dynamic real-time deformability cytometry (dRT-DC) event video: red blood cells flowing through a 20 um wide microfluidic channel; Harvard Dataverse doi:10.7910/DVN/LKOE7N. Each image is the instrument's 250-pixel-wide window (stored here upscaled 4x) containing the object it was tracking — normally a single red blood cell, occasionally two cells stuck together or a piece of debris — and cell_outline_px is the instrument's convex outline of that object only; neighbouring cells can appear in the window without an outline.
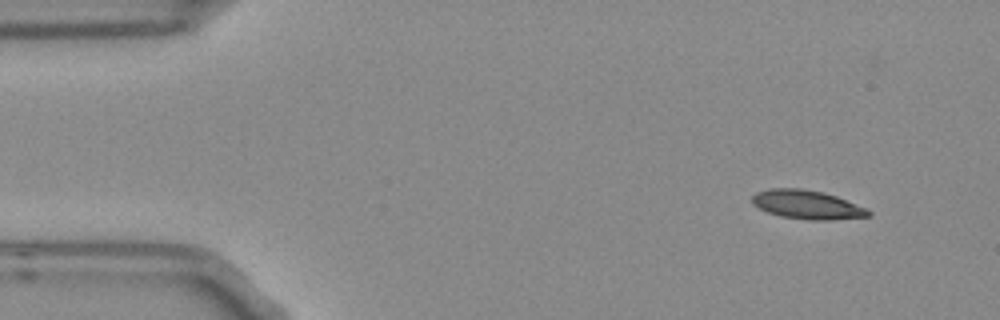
{"species": "Egyptian fruit bat (a non-hibernating species)", "species_latin": "Rousettus aegyptiacus", "temperature_condition": "room temperature", "stored_images_in_passage": 5, "camera_frame_rate_fps": 3000, "um_per_image_px": 0.085, "frame": {"image": 1, "passage_image": 1, "time_ms": 0.0, "image_size_px": [1000, 320], "cell_outline_px": [[872, 216], [828, 220], [808, 220], [780, 216], [768, 212], [752, 204], [752, 196], [756, 192], [768, 188], [800, 188], [824, 192], [836, 196], [864, 208], [872, 212]], "centroid_in_image_um": [68.57, 17.39], "position_along_channel_um": 16.4, "area_um2": 19.48}}
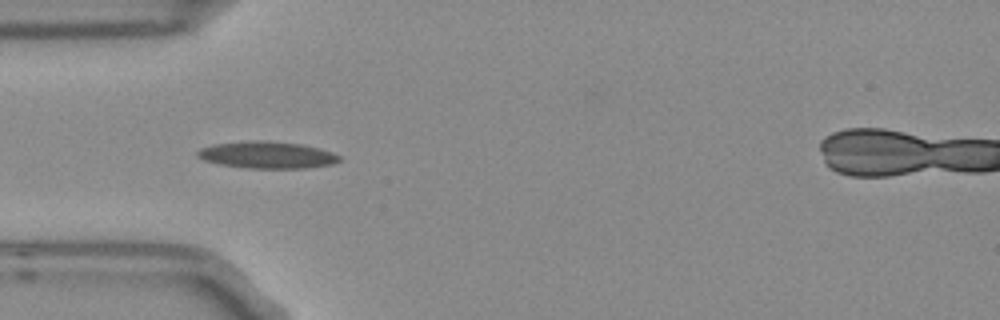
{"frame": {"image": 2, "passage_image": 4, "time_ms": 1.0, "image_size_px": [1000, 320], "cell_outline_px": [[340, 160], [332, 164], [304, 168], [248, 168], [220, 164], [204, 160], [196, 156], [196, 152], [200, 148], [212, 144], [252, 140], [268, 140], [300, 144], [320, 148], [332, 152], [340, 156]], "centroid_in_image_um": [22.68, 13.16], "position_along_channel_um": 62.3, "area_um2": 22.31}}
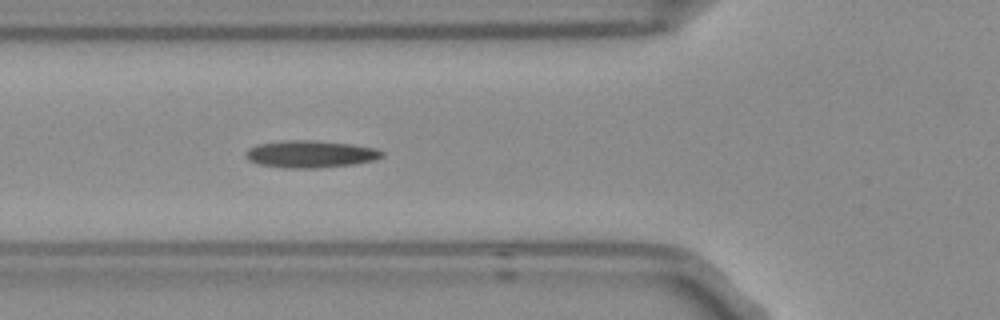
{"frame": {"image": 3, "passage_image": 5, "time_ms": 1.333, "image_size_px": [1000, 320], "cell_outline_px": [[384, 156], [376, 160], [352, 164], [316, 168], [284, 168], [260, 164], [248, 160], [244, 156], [244, 152], [248, 148], [260, 144], [284, 140], [316, 140], [352, 144], [376, 148], [384, 152]], "centroid_in_image_um": [26.39, 13.09], "position_along_channel_um": 99.4, "area_um2": 21.73}}